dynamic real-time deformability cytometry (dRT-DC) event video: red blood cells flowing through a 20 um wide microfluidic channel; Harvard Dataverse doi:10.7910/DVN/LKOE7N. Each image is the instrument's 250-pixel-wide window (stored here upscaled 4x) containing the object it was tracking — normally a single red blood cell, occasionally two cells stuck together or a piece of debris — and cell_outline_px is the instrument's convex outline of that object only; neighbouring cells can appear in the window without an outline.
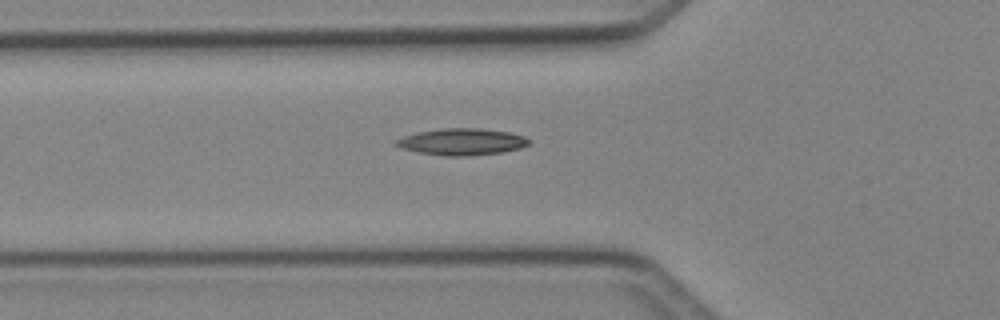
{"species": "Egyptian fruit bat (a non-hibernating species)", "species_latin": "Rousettus aegyptiacus", "temperature_condition": "cold", "stored_images_in_passage": 3, "camera_frame_rate_fps": 3000, "um_per_image_px": 0.085, "animal": {"sex": "female"}, "frame": {"image": 1, "passage_image": 3, "time_ms": 2.333, "image_size_px": [1000, 320], "cell_outline_px": [[532, 140], [528, 144], [520, 148], [504, 152], [464, 156], [444, 156], [420, 152], [400, 148], [392, 144], [396, 140], [404, 136], [416, 132], [440, 128], [480, 128], [508, 132], [524, 136]], "centroid_in_image_um": [39.24, 12.05], "position_along_channel_um": 86.6, "area_um2": 20.75}}